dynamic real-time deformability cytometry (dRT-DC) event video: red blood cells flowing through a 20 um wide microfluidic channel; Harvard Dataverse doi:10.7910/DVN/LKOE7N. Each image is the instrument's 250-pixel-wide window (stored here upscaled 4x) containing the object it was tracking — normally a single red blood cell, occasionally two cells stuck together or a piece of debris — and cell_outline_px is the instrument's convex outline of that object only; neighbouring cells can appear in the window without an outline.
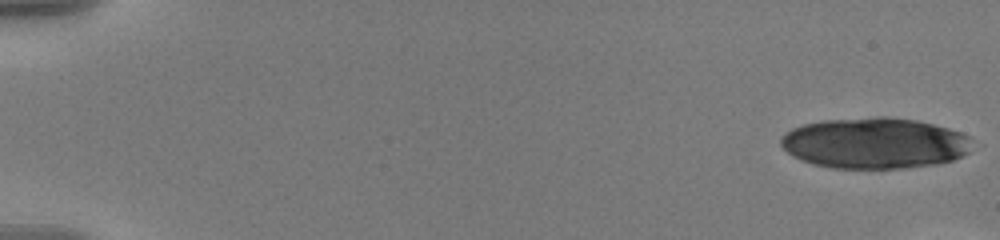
{"species": "human", "species_latin": "Homo sapiens", "temperature_condition": "warm", "stored_images_in_passage": 18, "camera_frame_rate_fps": 3000, "um_per_image_px": 0.085, "donor": {"sex": "male"}, "frame": {"image": 1, "passage_image": 1, "time_ms": 0.0, "image_size_px": [1000, 240], "cell_outline_px": [[976, 144], [968, 152], [952, 160], [936, 164], [904, 168], [832, 168], [812, 164], [800, 160], [792, 156], [780, 144], [780, 136], [784, 132], [792, 128], [804, 124], [824, 120], [876, 116], [888, 116], [916, 120], [948, 128], [960, 132], [976, 140]], "centroid_in_image_um": [74.35, 12.16], "position_along_channel_um": 10.6, "area_um2": 57.4}}
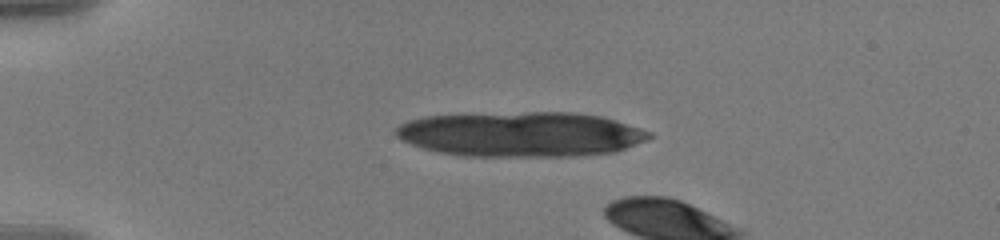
{"frame": {"image": 2, "passage_image": 14, "time_ms": 4.333, "image_size_px": [1000, 240], "cell_outline_px": [[656, 136], [648, 140], [616, 152], [576, 156], [460, 156], [440, 152], [424, 148], [400, 140], [392, 132], [400, 124], [408, 120], [424, 116], [528, 112], [572, 112], [600, 116], [616, 120], [652, 132]], "centroid_in_image_um": [44.31, 11.41], "position_along_channel_um": 40.7, "area_um2": 66.7}}